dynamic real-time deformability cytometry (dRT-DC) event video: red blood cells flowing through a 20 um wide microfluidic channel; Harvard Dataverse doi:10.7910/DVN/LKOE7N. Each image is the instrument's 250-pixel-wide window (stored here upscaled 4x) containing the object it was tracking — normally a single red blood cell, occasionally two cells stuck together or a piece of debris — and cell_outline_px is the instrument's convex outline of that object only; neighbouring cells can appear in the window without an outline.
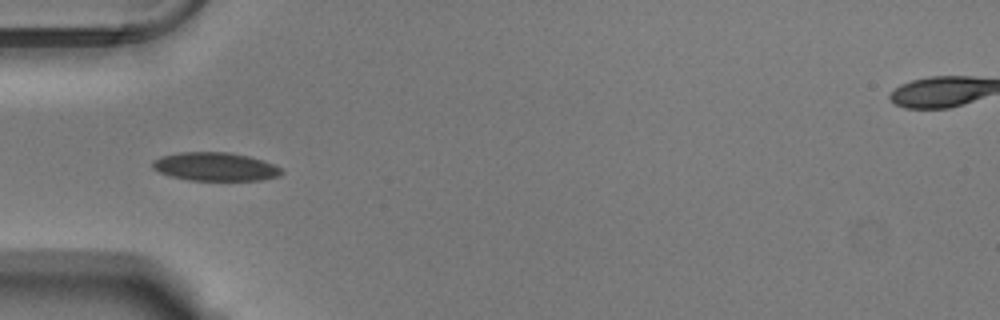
{"species": "Egyptian fruit bat (a non-hibernating species)", "species_latin": "Rousettus aegyptiacus", "temperature_condition": "warm", "stored_images_in_passage": 3, "camera_frame_rate_fps": 3000, "um_per_image_px": 0.085, "animal": {"sex": "male"}, "frame": {"image": 1, "passage_image": 1, "time_ms": 0.0, "image_size_px": [1000, 320], "cell_outline_px": [[284, 172], [280, 176], [260, 180], [188, 180], [168, 176], [152, 168], [152, 160], [160, 156], [176, 152], [228, 152], [248, 156], [264, 160], [280, 168]], "centroid_in_image_um": [18.26, 14.16], "position_along_channel_um": 66.7, "area_um2": 21.56}}